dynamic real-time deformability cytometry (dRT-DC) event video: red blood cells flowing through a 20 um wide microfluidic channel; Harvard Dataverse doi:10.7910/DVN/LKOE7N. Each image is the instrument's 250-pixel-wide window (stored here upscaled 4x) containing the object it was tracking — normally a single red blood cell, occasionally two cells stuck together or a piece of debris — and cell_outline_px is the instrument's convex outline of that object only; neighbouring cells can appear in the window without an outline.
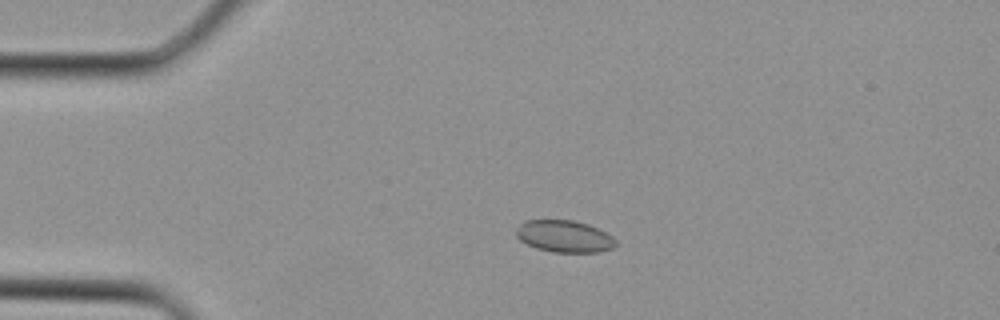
{"species": "Egyptian fruit bat (a non-hibernating species)", "species_latin": "Rousettus aegyptiacus", "temperature_condition": "cold", "stored_images_in_passage": 35, "camera_frame_rate_fps": 3000, "um_per_image_px": 0.085, "animal": {"sex": "female"}, "frame": {"image": 1, "passage_image": 8, "time_ms": 2.333, "image_size_px": [1000, 320], "cell_outline_px": [[620, 244], [612, 248], [600, 252], [552, 252], [536, 248], [520, 240], [516, 236], [516, 228], [524, 220], [572, 220], [588, 224], [612, 236]], "centroid_in_image_um": [47.98, 20.09], "position_along_channel_um": 37.0, "area_um2": 18.61}}
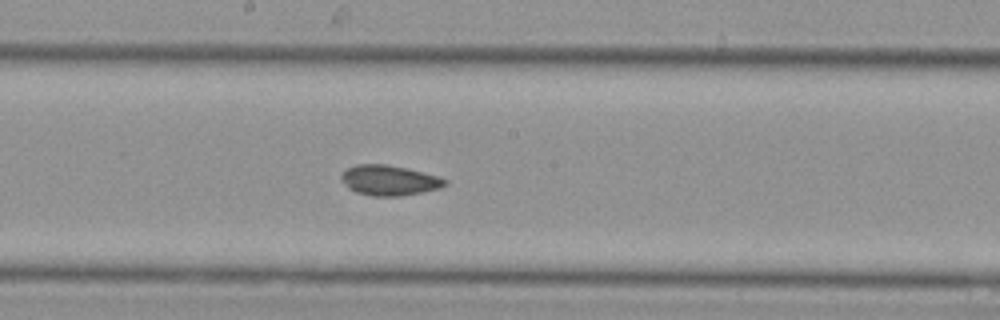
{"frame": {"image": 2, "passage_image": 19, "time_ms": 6.0, "image_size_px": [1000, 320], "cell_outline_px": [[448, 184], [440, 188], [400, 196], [372, 196], [356, 192], [348, 188], [340, 180], [340, 176], [348, 168], [356, 164], [388, 164], [408, 168], [440, 176], [448, 180]], "centroid_in_image_um": [33.1, 15.32], "position_along_channel_um": 215.1, "area_um2": 18.44}}
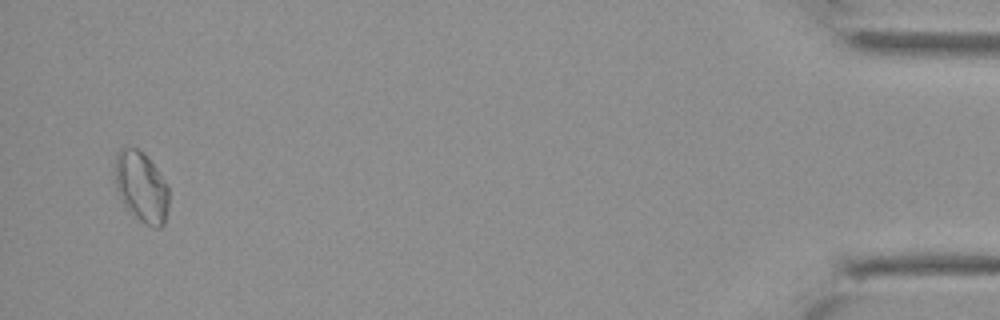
{"frame": {"image": 3, "passage_image": 34, "time_ms": 11.0, "image_size_px": [1000, 320], "cell_outline_px": [[168, 208], [164, 224], [160, 228], [152, 228], [128, 212], [116, 188], [116, 156], [120, 148], [136, 148], [144, 152], [168, 184]], "centroid_in_image_um": [12.04, 15.91], "position_along_channel_um": 423.2, "area_um2": 22.14}}